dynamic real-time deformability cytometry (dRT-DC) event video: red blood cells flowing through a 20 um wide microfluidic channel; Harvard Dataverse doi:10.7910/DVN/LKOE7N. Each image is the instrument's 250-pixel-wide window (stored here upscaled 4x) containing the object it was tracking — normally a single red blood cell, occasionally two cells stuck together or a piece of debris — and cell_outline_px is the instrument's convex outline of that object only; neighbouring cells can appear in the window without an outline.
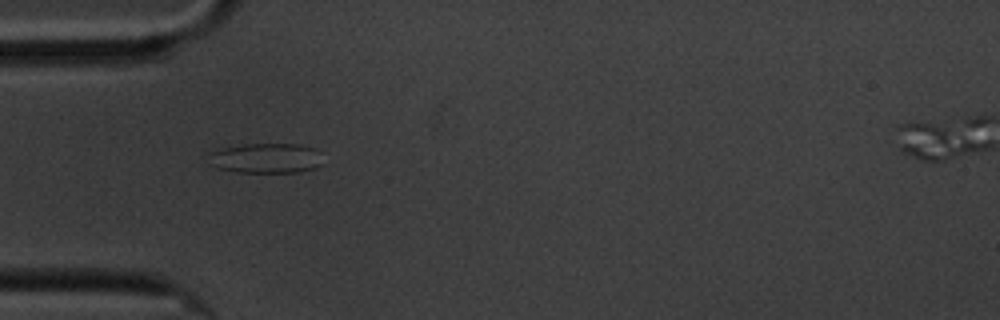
{"species": "common noctule bat (a hibernating species)", "species_latin": "Nyctalus noctula", "temperature_condition": "cold", "stored_images_in_passage": 2, "camera_frame_rate_fps": 3000, "um_per_image_px": 0.085, "animal": {"sex": "male", "body_mass_g": 20.1, "forearm_length_mm": 53.5}, "frame": {"image": 1, "passage_image": 1, "time_ms": 0.0, "image_size_px": [1000, 320], "cell_outline_px": [[324, 164], [316, 168], [296, 172], [236, 172], [216, 168], [208, 164], [204, 152], [220, 148], [244, 144], [300, 144], [312, 148]], "centroid_in_image_um": [22.46, 13.45], "position_along_channel_um": 62.5, "area_um2": 20.35}}
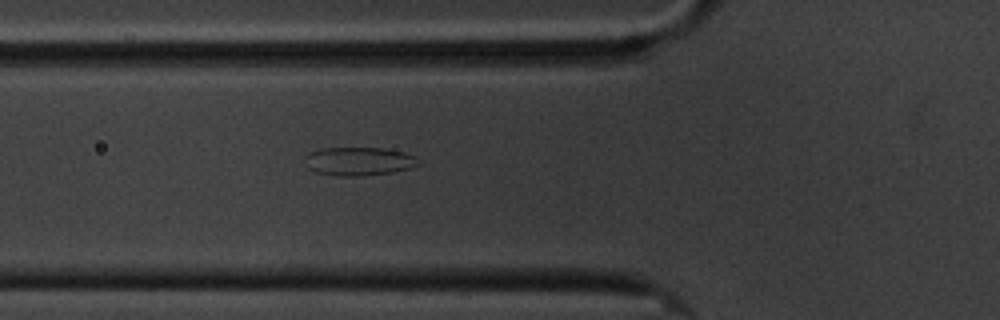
{"frame": {"image": 2, "passage_image": 2, "time_ms": 1.0, "image_size_px": [1000, 320], "cell_outline_px": [[424, 164], [392, 172], [360, 176], [332, 176], [316, 172], [308, 168], [304, 156], [320, 148], [380, 148], [404, 152], [416, 156]], "centroid_in_image_um": [30.53, 13.71], "position_along_channel_um": 95.3, "area_um2": 18.96}}